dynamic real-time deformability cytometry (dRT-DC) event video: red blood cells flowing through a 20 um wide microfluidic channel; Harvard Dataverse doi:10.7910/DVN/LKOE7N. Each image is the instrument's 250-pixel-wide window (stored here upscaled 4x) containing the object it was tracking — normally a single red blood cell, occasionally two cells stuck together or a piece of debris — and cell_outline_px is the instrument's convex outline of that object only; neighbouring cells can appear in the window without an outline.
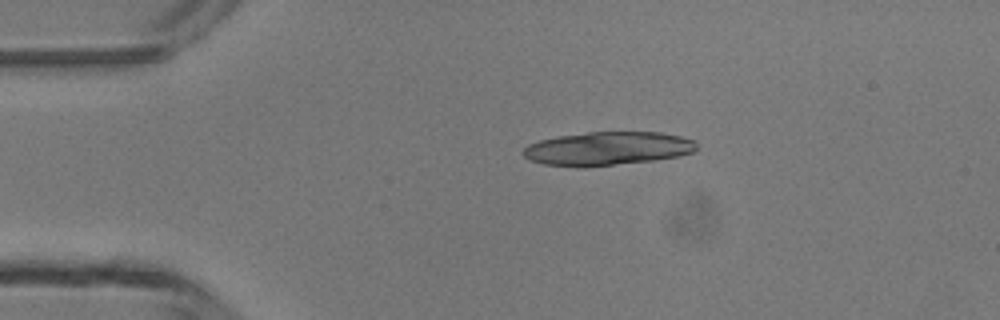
{"species": "common noctule bat (a hibernating species)", "species_latin": "Nyctalus noctula", "temperature_condition": "room temperature", "stored_images_in_passage": 2, "camera_frame_rate_fps": 3000, "um_per_image_px": 0.085, "animal": {"sex": "male", "body_mass_g": 13.3}, "frame": {"image": 1, "passage_image": 1, "time_ms": 0.0, "image_size_px": [1000, 320], "cell_outline_px": [[696, 152], [680, 156], [652, 160], [584, 168], [580, 168], [544, 164], [532, 160], [524, 156], [524, 148], [528, 144], [540, 140], [556, 136], [588, 132], [660, 132], [680, 136], [696, 140]], "centroid_in_image_um": [51.66, 12.63], "position_along_channel_um": 33.3, "area_um2": 34.1}}